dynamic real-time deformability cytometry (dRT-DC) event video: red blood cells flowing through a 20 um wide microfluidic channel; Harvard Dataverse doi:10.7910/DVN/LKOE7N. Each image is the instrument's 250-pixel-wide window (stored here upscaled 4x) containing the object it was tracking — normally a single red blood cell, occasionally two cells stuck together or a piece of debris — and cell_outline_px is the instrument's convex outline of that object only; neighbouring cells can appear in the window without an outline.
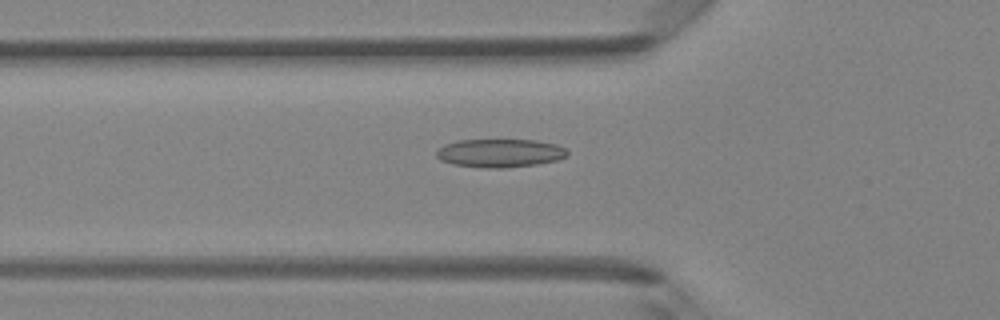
{"species": "Egyptian fruit bat (a non-hibernating species)", "species_latin": "Rousettus aegyptiacus", "temperature_condition": "room temperature", "stored_images_in_passage": 45, "camera_frame_rate_fps": 3000, "um_per_image_px": 0.085, "animal": {"sex": "female"}, "frame": {"image": 1, "passage_image": 17, "time_ms": 5.333, "image_size_px": [1000, 320], "cell_outline_px": [[568, 156], [556, 160], [536, 164], [504, 168], [480, 168], [452, 164], [440, 160], [436, 156], [436, 152], [444, 144], [456, 140], [536, 140], [556, 144], [564, 148], [568, 152]], "centroid_in_image_um": [42.47, 13.01], "position_along_channel_um": 83.3, "area_um2": 21.73}}
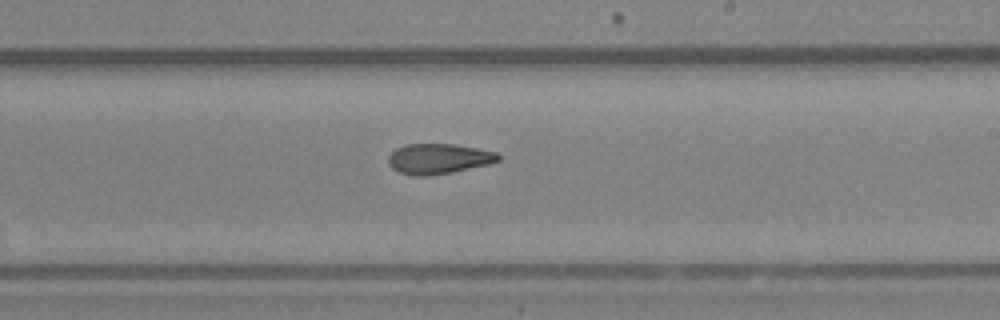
{"frame": {"image": 2, "passage_image": 29, "time_ms": 9.333, "image_size_px": [1000, 320], "cell_outline_px": [[500, 160], [488, 164], [452, 172], [428, 176], [412, 176], [396, 172], [388, 164], [388, 156], [396, 148], [404, 144], [452, 144], [476, 148], [496, 152], [500, 156]], "centroid_in_image_um": [37.22, 13.5], "position_along_channel_um": 251.8, "area_um2": 19.48}}
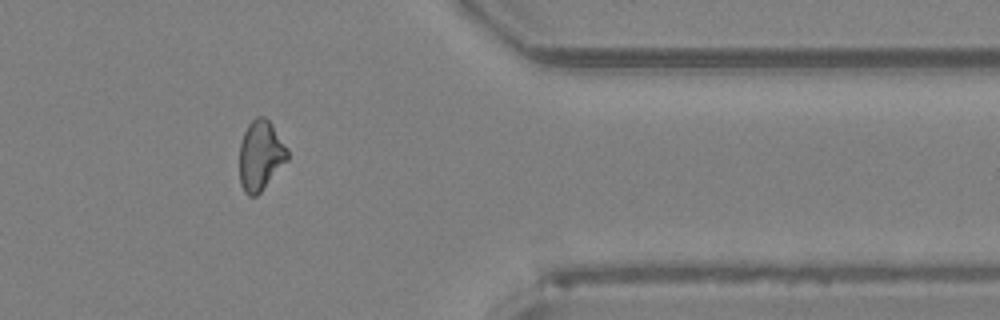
{"frame": {"image": 3, "passage_image": 40, "time_ms": 13.0, "image_size_px": [1000, 320], "cell_outline_px": [[288, 160], [260, 192], [256, 196], [248, 196], [244, 192], [240, 184], [240, 144], [244, 132], [248, 124], [256, 116], [264, 116], [272, 124], [288, 148]], "centroid_in_image_um": [22.15, 13.21], "position_along_channel_um": 389.3, "area_um2": 19.59}}